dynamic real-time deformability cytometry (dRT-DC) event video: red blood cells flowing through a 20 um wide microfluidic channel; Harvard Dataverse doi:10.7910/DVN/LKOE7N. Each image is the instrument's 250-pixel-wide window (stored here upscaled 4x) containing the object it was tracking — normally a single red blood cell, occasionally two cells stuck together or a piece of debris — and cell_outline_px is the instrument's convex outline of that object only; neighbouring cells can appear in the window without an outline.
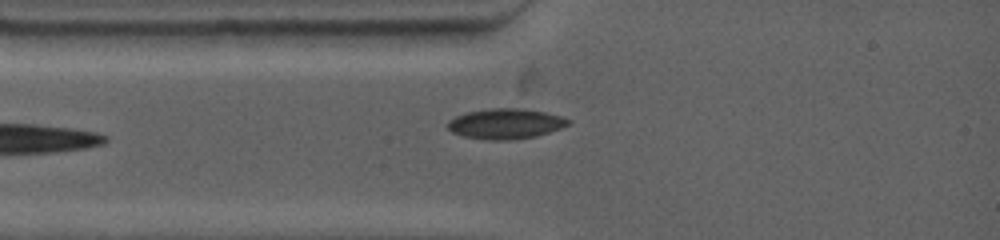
{"species": "common noctule bat (a hibernating species)", "species_latin": "Nyctalus noctula", "temperature_condition": "warm", "stored_images_in_passage": 31, "camera_frame_rate_fps": 4500, "um_per_image_px": 0.085, "animal": {"sex": "female", "body_mass_g": 19.0, "forearm_length_mm": 53.3}, "frame": {"image": 1, "passage_image": 4, "time_ms": 0.667, "image_size_px": [1000, 240], "cell_outline_px": [[572, 124], [536, 136], [512, 140], [488, 140], [464, 136], [452, 132], [448, 128], [448, 120], [456, 116], [468, 112], [488, 108], [524, 108], [544, 112], [560, 116], [572, 120]], "centroid_in_image_um": [42.99, 10.51], "position_along_channel_um": 42.0, "area_um2": 21.33}}
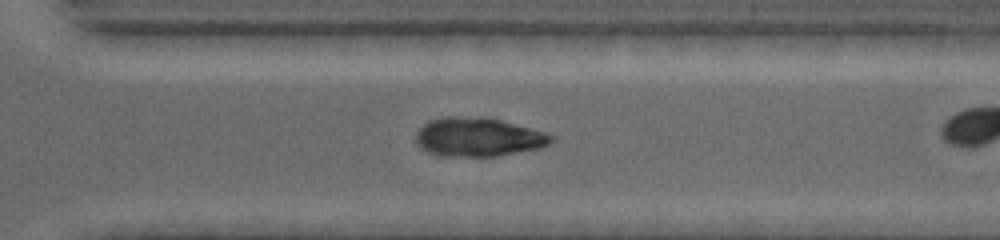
{"frame": {"image": 2, "passage_image": 27, "time_ms": 7.111, "image_size_px": [1000, 240], "cell_outline_px": [[556, 140], [540, 148], [496, 156], [440, 156], [428, 152], [420, 148], [416, 144], [416, 132], [428, 120], [448, 116], [488, 116], [544, 132], [556, 136]], "centroid_in_image_um": [40.65, 11.64], "position_along_channel_um": 330.0, "area_um2": 31.04}}
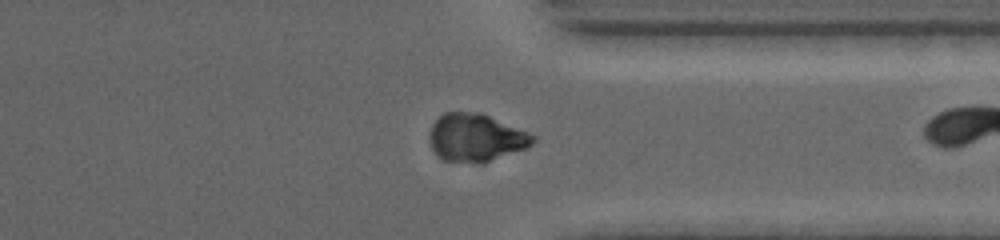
{"frame": {"image": 3, "passage_image": 30, "time_ms": 8.222, "image_size_px": [1000, 240], "cell_outline_px": [[536, 140], [532, 144], [524, 148], [480, 164], [476, 164], [444, 160], [436, 156], [432, 148], [432, 124], [444, 112], [480, 112], [528, 132], [536, 136]], "centroid_in_image_um": [40.46, 11.7], "position_along_channel_um": 370.9, "area_um2": 28.44}}